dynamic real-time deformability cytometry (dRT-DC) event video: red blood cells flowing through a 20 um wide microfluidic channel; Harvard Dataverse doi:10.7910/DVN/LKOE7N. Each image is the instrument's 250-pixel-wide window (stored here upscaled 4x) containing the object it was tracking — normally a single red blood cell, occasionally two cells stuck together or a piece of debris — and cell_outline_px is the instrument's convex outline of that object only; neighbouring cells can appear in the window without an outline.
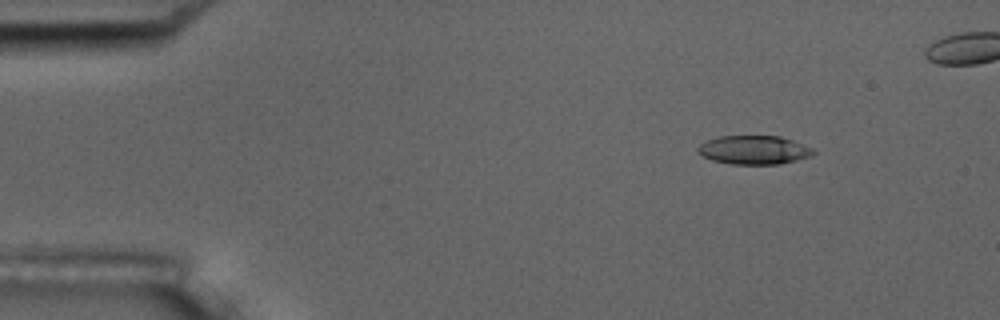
{"species": "common noctule bat (a hibernating species)", "species_latin": "Nyctalus noctula", "temperature_condition": "room temperature", "stored_images_in_passage": 7, "camera_frame_rate_fps": 3000, "um_per_image_px": 0.085, "animal": {"sex": "male", "body_mass_g": 17.5, "forearm_length_mm": 52.3}, "frame": {"image": 1, "passage_image": 2, "time_ms": 1.333, "image_size_px": [1000, 320], "cell_outline_px": [[816, 152], [812, 156], [780, 164], [732, 164], [712, 160], [696, 152], [696, 148], [700, 144], [708, 140], [720, 136], [780, 136], [792, 140], [812, 148]], "centroid_in_image_um": [64.08, 12.75], "position_along_channel_um": 20.9, "area_um2": 19.31}}